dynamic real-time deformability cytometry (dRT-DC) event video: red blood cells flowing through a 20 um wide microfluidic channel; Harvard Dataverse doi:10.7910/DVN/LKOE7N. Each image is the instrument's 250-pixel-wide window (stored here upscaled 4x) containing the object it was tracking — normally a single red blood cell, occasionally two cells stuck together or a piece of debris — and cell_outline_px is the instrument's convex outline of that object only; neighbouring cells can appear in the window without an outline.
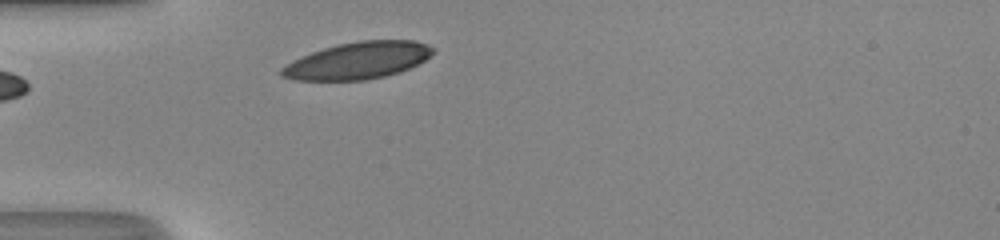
{"species": "human", "species_latin": "Homo sapiens", "temperature_condition": "room temperature", "stored_images_in_passage": 5, "camera_frame_rate_fps": 3000, "um_per_image_px": 0.085, "donor": {"sex": "male"}, "frame": {"image": 1, "passage_image": 1, "time_ms": 0.0, "image_size_px": [1000, 240], "cell_outline_px": [[436, 52], [424, 60], [400, 72], [384, 76], [364, 80], [296, 80], [280, 76], [280, 68], [292, 60], [312, 52], [336, 44], [360, 40], [412, 40], [428, 44], [436, 48]], "centroid_in_image_um": [30.42, 5.14], "position_along_channel_um": 54.6, "area_um2": 32.66}}